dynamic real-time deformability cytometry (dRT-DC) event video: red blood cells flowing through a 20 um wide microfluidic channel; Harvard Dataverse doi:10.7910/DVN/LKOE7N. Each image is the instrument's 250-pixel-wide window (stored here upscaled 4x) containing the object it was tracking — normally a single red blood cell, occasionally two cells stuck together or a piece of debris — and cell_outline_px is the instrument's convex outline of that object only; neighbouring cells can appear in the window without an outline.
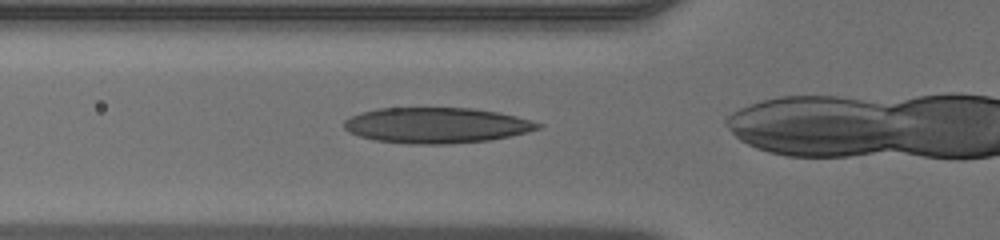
{"species": "human", "species_latin": "Homo sapiens", "temperature_condition": "warm", "stored_images_in_passage": 32, "camera_frame_rate_fps": 3000, "um_per_image_px": 0.085, "donor": {"sex": "male"}, "frame": {"image": 1, "passage_image": 11, "time_ms": 3.333, "image_size_px": [1000, 240], "cell_outline_px": [[544, 124], [540, 128], [528, 132], [512, 136], [488, 140], [448, 144], [408, 144], [376, 140], [360, 136], [348, 132], [344, 128], [344, 120], [360, 112], [376, 108], [472, 108], [500, 112], [532, 120]], "centroid_in_image_um": [37.12, 10.65], "position_along_channel_um": 88.7, "area_um2": 40.46}}
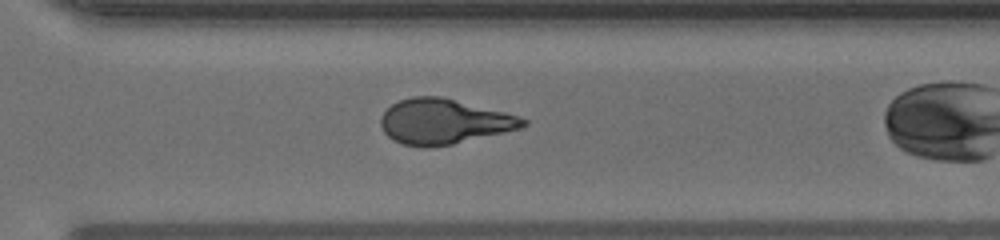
{"frame": {"image": 2, "passage_image": 28, "time_ms": 9.0, "image_size_px": [1000, 240], "cell_outline_px": [[528, 124], [520, 128], [504, 132], [452, 144], [428, 148], [404, 144], [388, 136], [384, 132], [380, 124], [380, 116], [392, 104], [400, 100], [412, 96], [440, 96], [504, 112], [528, 120]], "centroid_in_image_um": [37.7, 10.33], "position_along_channel_um": 332.9, "area_um2": 36.99}}
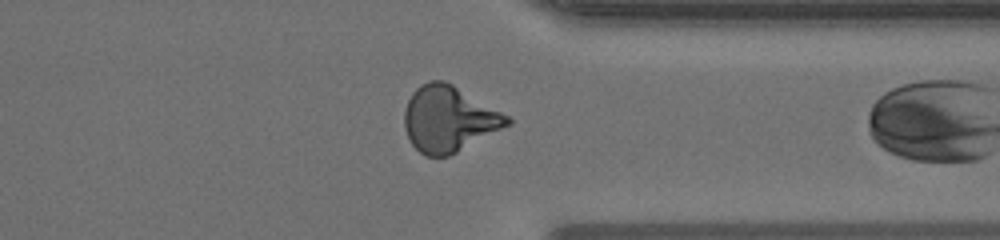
{"frame": {"image": 3, "passage_image": 31, "time_ms": 10.0, "image_size_px": [1000, 240], "cell_outline_px": [[512, 124], [448, 156], [424, 156], [412, 144], [404, 128], [404, 112], [408, 100], [412, 92], [420, 84], [428, 80], [444, 80], [452, 84], [508, 116], [512, 120]], "centroid_in_image_um": [38.12, 10.11], "position_along_channel_um": 373.3, "area_um2": 39.13}}